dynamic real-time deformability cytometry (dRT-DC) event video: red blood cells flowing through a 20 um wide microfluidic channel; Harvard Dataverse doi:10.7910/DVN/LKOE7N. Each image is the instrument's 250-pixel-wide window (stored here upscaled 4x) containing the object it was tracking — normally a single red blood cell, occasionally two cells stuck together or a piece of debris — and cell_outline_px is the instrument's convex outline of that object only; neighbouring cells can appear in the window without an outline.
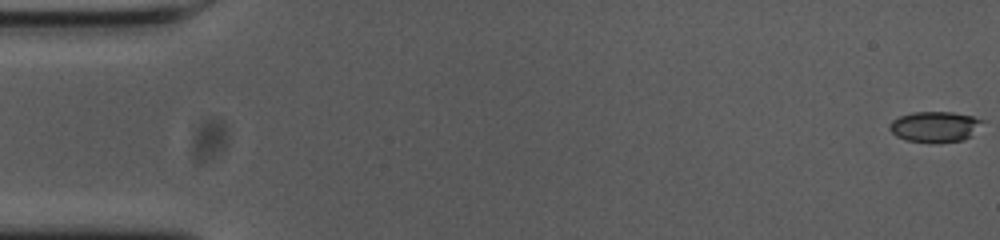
{"species": "common noctule bat (a hibernating species)", "species_latin": "Nyctalus noctula", "temperature_condition": "cold", "stored_images_in_passage": 15, "camera_frame_rate_fps": 3000, "um_per_image_px": 0.085, "animal": {"sex": "female", "body_mass_g": 23.0, "forearm_length_mm": 53.4}, "frame": {"image": 1, "passage_image": 1, "time_ms": 0.0, "image_size_px": [1000, 240], "cell_outline_px": [[984, 120], [972, 136], [964, 140], [936, 144], [904, 140], [896, 136], [888, 128], [888, 124], [892, 120], [900, 116], [912, 112], [952, 112], [972, 116]], "centroid_in_image_um": [79.45, 10.79], "position_along_channel_um": 5.6, "area_um2": 16.94}}
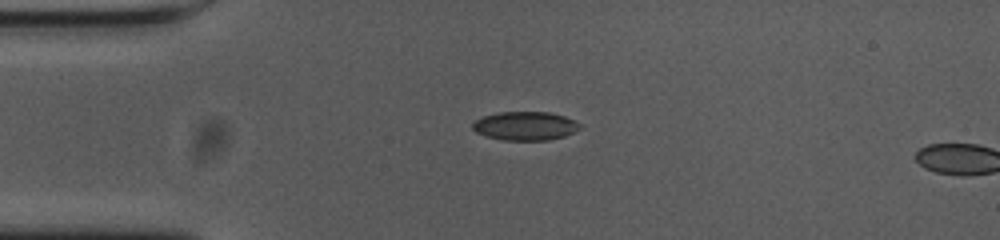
{"frame": {"image": 2, "passage_image": 14, "time_ms": 4.333, "image_size_px": [1000, 240], "cell_outline_px": [[580, 128], [564, 136], [548, 140], [504, 140], [484, 136], [476, 132], [472, 128], [472, 124], [476, 120], [484, 116], [500, 112], [548, 112], [564, 116], [580, 124]], "centroid_in_image_um": [44.61, 10.71], "position_along_channel_um": 40.4, "area_um2": 17.74}}